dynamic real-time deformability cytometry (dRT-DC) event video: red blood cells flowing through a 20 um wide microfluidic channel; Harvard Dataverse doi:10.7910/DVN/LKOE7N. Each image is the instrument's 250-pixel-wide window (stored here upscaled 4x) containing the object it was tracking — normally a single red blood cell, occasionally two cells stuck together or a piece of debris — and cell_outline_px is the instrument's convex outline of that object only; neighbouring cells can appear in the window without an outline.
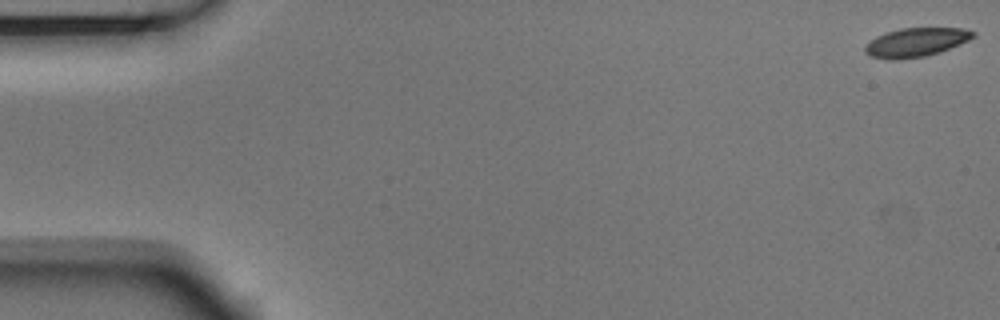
{"species": "Egyptian fruit bat (a non-hibernating species)", "species_latin": "Rousettus aegyptiacus", "temperature_condition": "room temperature", "stored_images_in_passage": 54, "camera_frame_rate_fps": 3000, "um_per_image_px": 0.085, "animal": {"sex": "male"}, "frame": {"image": 1, "passage_image": 1, "time_ms": 0.0, "image_size_px": [1000, 320], "cell_outline_px": [[976, 36], [968, 40], [940, 52], [924, 56], [900, 60], [892, 60], [872, 56], [864, 52], [864, 48], [876, 36], [900, 28], [964, 28], [976, 32]], "centroid_in_image_um": [77.88, 3.59], "position_along_channel_um": 7.1, "area_um2": 18.03}}
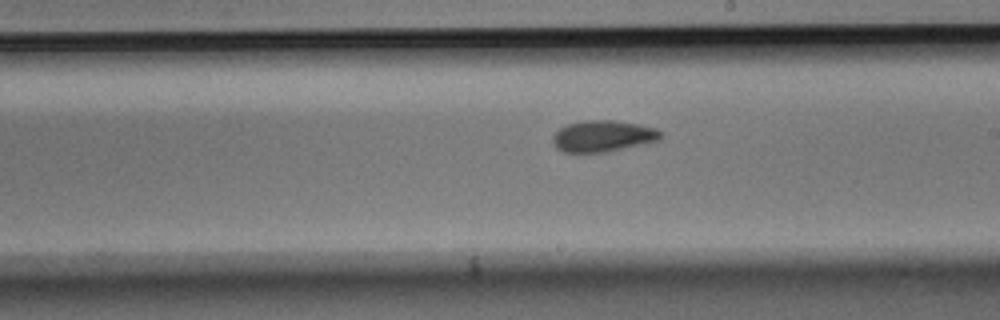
{"frame": {"image": 2, "passage_image": 31, "time_ms": 10.0, "image_size_px": [1000, 320], "cell_outline_px": [[664, 132], [660, 140], [604, 152], [564, 152], [556, 148], [552, 140], [552, 136], [560, 128], [568, 124], [584, 120], [612, 120], [636, 124], [656, 128]], "centroid_in_image_um": [51.25, 11.56], "position_along_channel_um": 237.7, "area_um2": 19.59}}
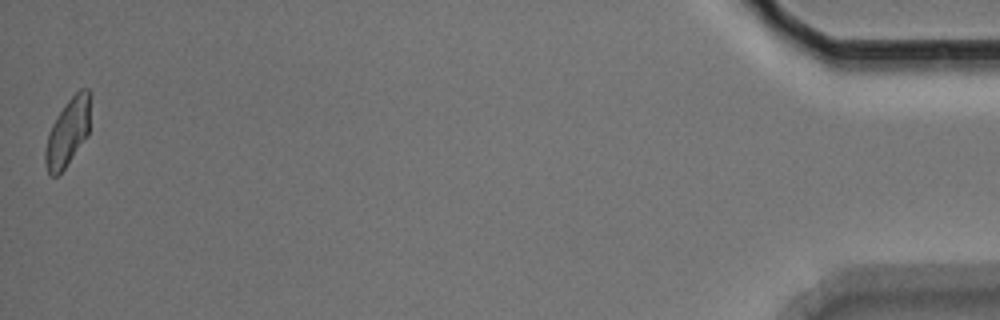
{"frame": {"image": 3, "passage_image": 54, "time_ms": 17.667, "image_size_px": [1000, 320], "cell_outline_px": [[92, 96], [88, 136], [64, 168], [56, 176], [52, 176], [48, 172], [44, 164], [44, 152], [48, 132], [56, 116], [68, 100], [80, 88], [88, 88], [92, 92]], "centroid_in_image_um": [5.79, 11.18], "position_along_channel_um": 429.4, "area_um2": 18.15}, "authors_computed_cell_mechanics": {"area_um2": 19.074, "velocity_mm_per_s": 3.726, "shape_relaxation_time_tau1_ms": 4.8943, "shape_relaxation_time_tau2_ms": 2.5584, "deformation_change_tau1": 0.1423, "deformation_change_tau2": 0.0757}}